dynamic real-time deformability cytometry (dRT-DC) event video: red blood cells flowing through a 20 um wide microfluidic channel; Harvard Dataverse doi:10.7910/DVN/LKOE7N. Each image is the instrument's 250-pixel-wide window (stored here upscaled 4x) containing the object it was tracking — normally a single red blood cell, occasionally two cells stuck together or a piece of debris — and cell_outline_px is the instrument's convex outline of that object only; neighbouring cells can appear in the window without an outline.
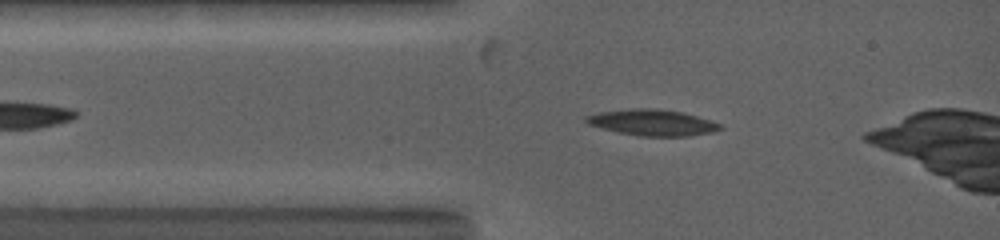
{"species": "common noctule bat (a hibernating species)", "species_latin": "Nyctalus noctula", "temperature_condition": "warm", "stored_images_in_passage": 43, "camera_frame_rate_fps": 5000, "um_per_image_px": 0.085, "animal": {"sex": "female", "body_mass_g": 19.0, "forearm_length_mm": 53.3}, "frame": {"image": 1, "passage_image": 4, "time_ms": 1.2, "image_size_px": [1000, 240], "cell_outline_px": [[724, 128], [712, 132], [688, 136], [640, 136], [620, 132], [588, 124], [584, 120], [584, 116], [600, 112], [632, 108], [656, 108], [684, 112], [712, 120], [720, 124]], "centroid_in_image_um": [55.49, 10.4], "position_along_channel_um": 29.5, "area_um2": 20.4}}
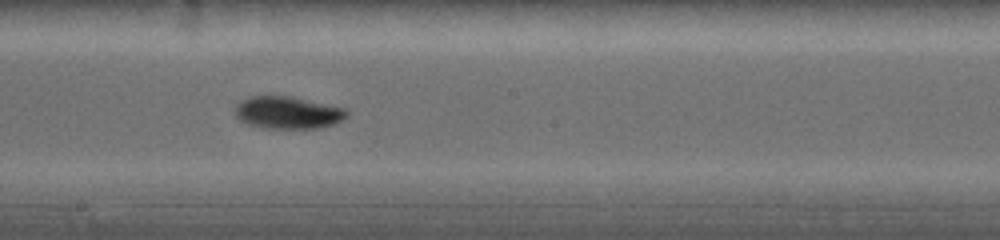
{"frame": {"image": 2, "passage_image": 18, "time_ms": 6.2, "image_size_px": [1000, 240], "cell_outline_px": [[348, 116], [336, 124], [316, 128], [264, 128], [248, 124], [240, 120], [236, 116], [236, 104], [240, 100], [248, 96], [292, 96], [344, 108], [348, 112]], "centroid_in_image_um": [24.46, 9.57], "position_along_channel_um": 223.7, "area_um2": 21.1}}
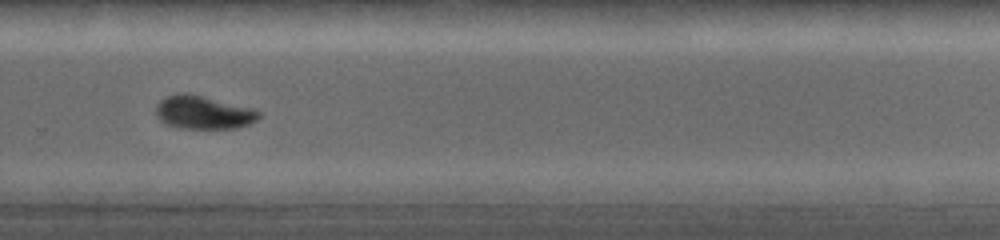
{"frame": {"image": 3, "passage_image": 24, "time_ms": 8.4, "image_size_px": [1000, 240], "cell_outline_px": [[260, 116], [256, 120], [248, 124], [236, 128], [180, 128], [168, 124], [160, 120], [156, 116], [156, 104], [160, 100], [168, 96], [180, 92], [188, 92], [248, 108], [260, 112]], "centroid_in_image_um": [17.22, 9.55], "position_along_channel_um": 312.6, "area_um2": 19.59}, "authors_computed_cell_mechanics": {"area_um2": 19.941, "velocity_mm_per_s": 4.0394, "shape_relaxation_time_tau1_ms": 5.5499, "shape_relaxation_time_tau2_ms": null, "deformation_change_tau1": 0.1755, "deformation_change_tau2": null}}